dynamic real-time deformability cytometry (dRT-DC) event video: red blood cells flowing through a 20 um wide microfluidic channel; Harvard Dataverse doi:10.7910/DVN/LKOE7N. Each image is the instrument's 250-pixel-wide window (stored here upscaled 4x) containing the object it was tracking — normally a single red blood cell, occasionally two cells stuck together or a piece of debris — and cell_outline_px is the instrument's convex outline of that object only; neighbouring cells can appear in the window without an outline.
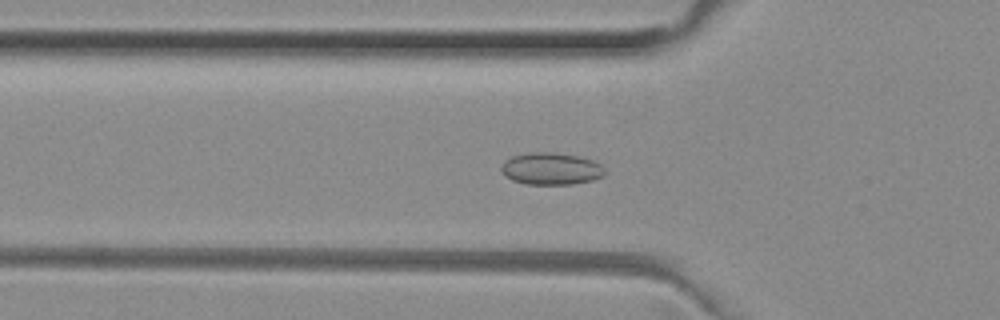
{"species": "common noctule bat (a hibernating species)", "species_latin": "Nyctalus noctula", "temperature_condition": "room temperature", "stored_images_in_passage": 29, "camera_frame_rate_fps": 3000, "um_per_image_px": 0.085, "animal": {"sex": "female", "body_mass_g": 29.2, "forearm_length_mm": 56.3}, "frame": {"image": 1, "passage_image": 3, "time_ms": 0.667, "image_size_px": [1000, 320], "cell_outline_px": [[604, 176], [592, 180], [572, 184], [524, 184], [512, 180], [500, 168], [504, 160], [512, 156], [528, 152], [552, 152], [580, 156], [592, 160], [600, 164], [604, 168]], "centroid_in_image_um": [46.84, 14.33], "position_along_channel_um": 79.0, "area_um2": 19.36}}
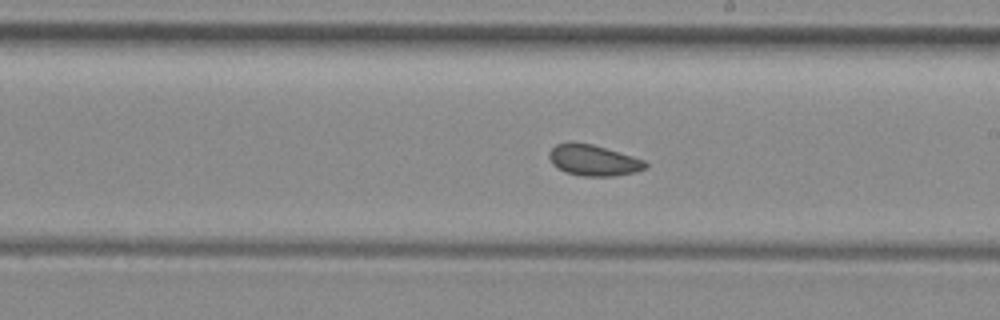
{"frame": {"image": 2, "passage_image": 15, "time_ms": 4.667, "image_size_px": [1000, 320], "cell_outline_px": [[648, 168], [636, 172], [616, 176], [580, 176], [564, 172], [552, 164], [548, 156], [548, 152], [556, 144], [592, 144], [632, 156], [644, 160], [648, 164]], "centroid_in_image_um": [50.47, 13.66], "position_along_channel_um": 238.5, "area_um2": 17.22}}
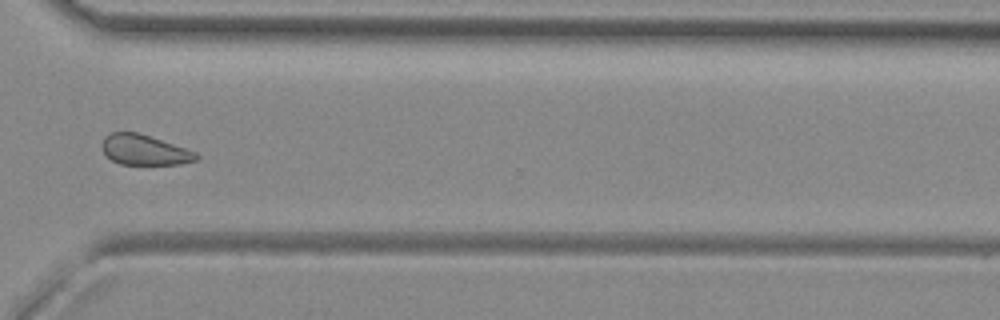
{"frame": {"image": 3, "passage_image": 24, "time_ms": 7.667, "image_size_px": [1000, 320], "cell_outline_px": [[200, 156], [196, 160], [180, 164], [120, 164], [104, 156], [100, 144], [104, 136], [112, 132], [136, 132], [196, 152]], "centroid_in_image_um": [12.2, 12.75], "position_along_channel_um": 358.4, "area_um2": 16.53}, "authors_computed_cell_mechanics": {"area_um2": 17.4556, "velocity_mm_per_s": 3.9856, "shape_relaxation_time_tau1_ms": null, "shape_relaxation_time_tau2_ms": 5.7942, "deformation_change_tau1": null, "deformation_change_tau2": 0.1035}}